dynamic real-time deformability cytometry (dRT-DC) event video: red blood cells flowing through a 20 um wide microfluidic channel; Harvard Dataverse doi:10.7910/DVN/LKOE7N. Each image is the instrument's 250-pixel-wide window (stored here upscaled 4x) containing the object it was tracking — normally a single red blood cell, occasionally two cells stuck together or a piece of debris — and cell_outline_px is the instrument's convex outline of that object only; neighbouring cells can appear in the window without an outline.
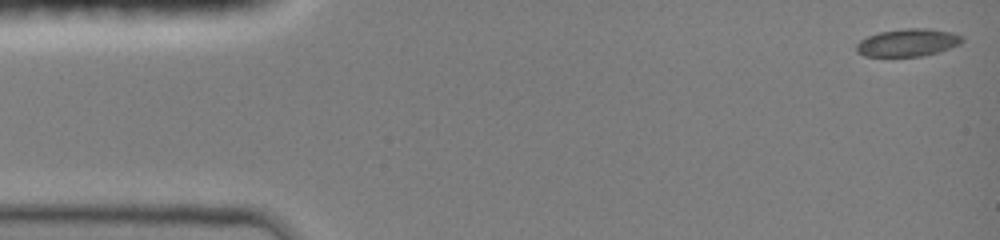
{"species": "common noctule bat (a hibernating species)", "species_latin": "Nyctalus noctula", "temperature_condition": "room temperature", "stored_images_in_passage": 16, "camera_frame_rate_fps": 3000, "um_per_image_px": 0.085, "animal": {"sex": "female", "body_mass_g": 19.0, "forearm_length_mm": 51.5}, "frame": {"image": 1, "passage_image": 1, "time_ms": 0.0, "image_size_px": [1000, 240], "cell_outline_px": [[964, 40], [960, 44], [924, 56], [864, 56], [856, 52], [856, 44], [860, 40], [868, 36], [880, 32], [908, 28], [928, 28], [952, 32], [964, 36]], "centroid_in_image_um": [77.17, 3.61], "position_along_channel_um": 7.8, "area_um2": 16.99}}
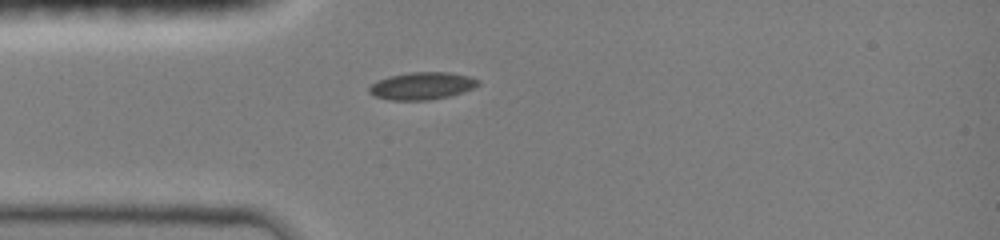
{"frame": {"image": 2, "passage_image": 10, "time_ms": 3.667, "image_size_px": [1000, 240], "cell_outline_px": [[480, 84], [472, 88], [448, 96], [428, 100], [392, 100], [376, 96], [368, 92], [368, 88], [376, 80], [388, 76], [408, 72], [448, 72], [468, 76], [480, 80]], "centroid_in_image_um": [35.83, 7.28], "position_along_channel_um": 49.2, "area_um2": 17.28}}
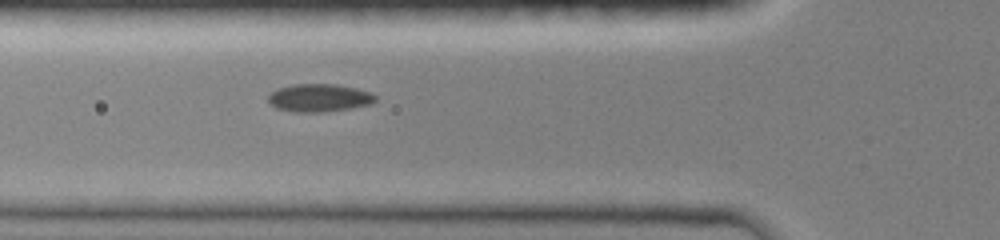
{"frame": {"image": 3, "passage_image": 14, "time_ms": 5.0, "image_size_px": [1000, 240], "cell_outline_px": [[376, 100], [372, 104], [348, 108], [320, 112], [296, 112], [276, 108], [268, 100], [268, 96], [272, 92], [280, 88], [292, 84], [336, 84], [356, 88], [368, 92], [376, 96]], "centroid_in_image_um": [27.13, 8.31], "position_along_channel_um": 98.7, "area_um2": 17.17}}